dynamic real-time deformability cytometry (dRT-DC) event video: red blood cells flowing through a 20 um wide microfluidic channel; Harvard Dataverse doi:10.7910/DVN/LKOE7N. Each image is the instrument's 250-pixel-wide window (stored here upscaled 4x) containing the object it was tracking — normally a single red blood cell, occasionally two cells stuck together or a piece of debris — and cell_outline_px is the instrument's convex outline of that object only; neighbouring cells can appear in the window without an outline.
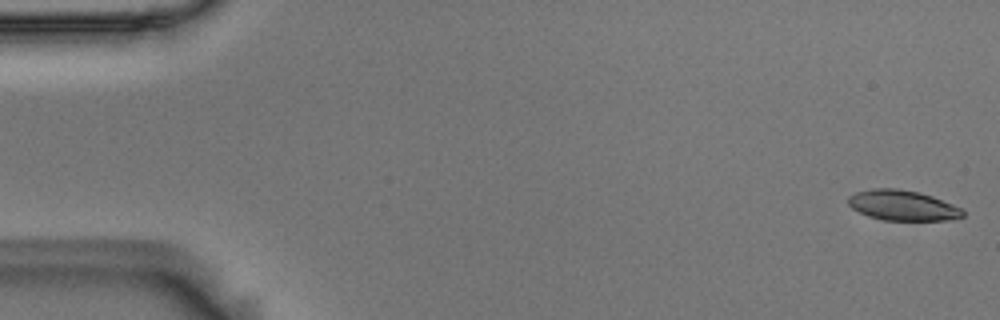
{"species": "Egyptian fruit bat (a non-hibernating species)", "species_latin": "Rousettus aegyptiacus", "temperature_condition": "room temperature", "stored_images_in_passage": 55, "camera_frame_rate_fps": 3000, "um_per_image_px": 0.085, "animal": {"sex": "male"}, "frame": {"image": 1, "passage_image": 1, "time_ms": 0.0, "image_size_px": [1000, 320], "cell_outline_px": [[964, 216], [948, 220], [884, 220], [868, 216], [852, 208], [848, 204], [848, 196], [856, 192], [872, 188], [900, 188], [920, 192], [932, 196], [964, 208]], "centroid_in_image_um": [76.74, 17.45], "position_along_channel_um": 8.3, "area_um2": 20.4}}
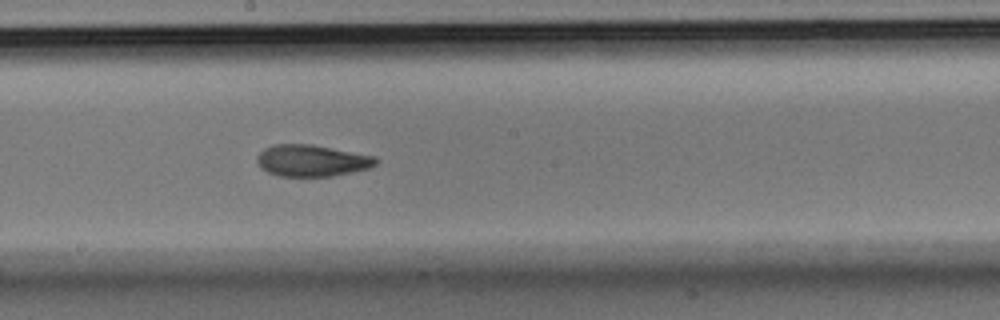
{"frame": {"image": 2, "passage_image": 30, "time_ms": 9.667, "image_size_px": [1000, 320], "cell_outline_px": [[376, 164], [368, 168], [352, 172], [332, 176], [280, 176], [268, 172], [260, 168], [256, 160], [256, 156], [264, 148], [276, 144], [312, 144], [376, 156]], "centroid_in_image_um": [26.48, 13.64], "position_along_channel_um": 221.7, "area_um2": 21.91}}
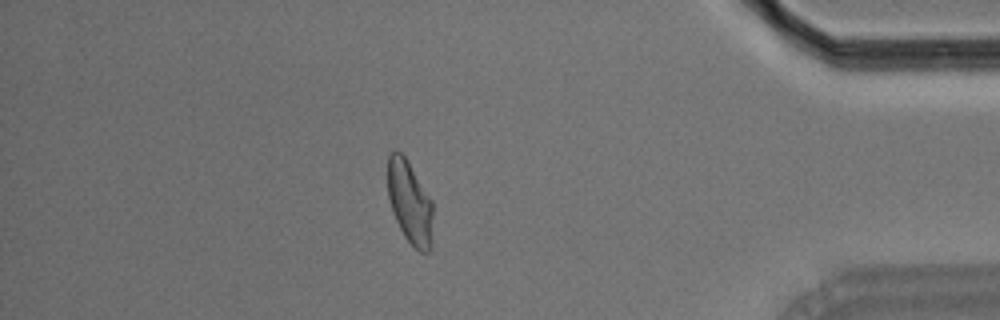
{"frame": {"image": 3, "passage_image": 48, "time_ms": 15.667, "image_size_px": [1000, 320], "cell_outline_px": [[432, 244], [428, 252], [420, 252], [404, 236], [392, 212], [388, 196], [388, 156], [396, 148], [404, 156], [432, 200]], "centroid_in_image_um": [34.83, 17.21], "position_along_channel_um": 400.4, "area_um2": 21.68}, "authors_computed_cell_mechanics": {"area_um2": 21.7906, "velocity_mm_per_s": 3.615, "shape_relaxation_time_tau1_ms": 7.9167, "shape_relaxation_time_tau2_ms": 2.93, "deformation_change_tau1": 0.201, "deformation_change_tau2": 0.0944}}